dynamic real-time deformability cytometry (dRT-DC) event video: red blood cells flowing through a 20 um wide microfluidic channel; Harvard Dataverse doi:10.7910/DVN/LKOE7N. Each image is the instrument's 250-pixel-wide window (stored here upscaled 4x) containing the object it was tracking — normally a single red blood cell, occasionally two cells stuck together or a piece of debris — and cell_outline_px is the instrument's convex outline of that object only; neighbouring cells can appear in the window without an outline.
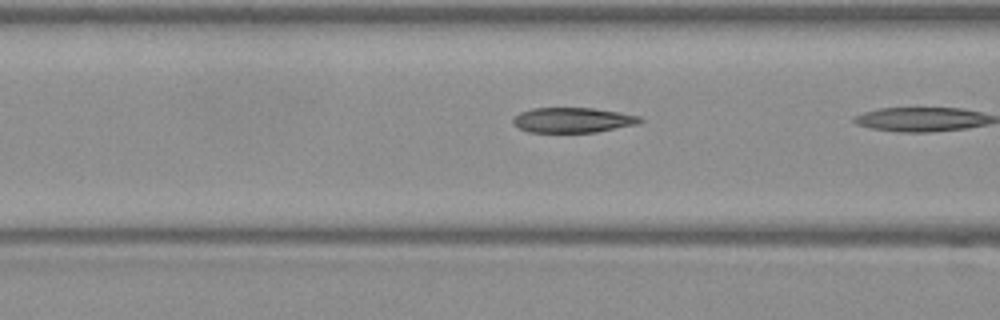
{"species": "Egyptian fruit bat (a non-hibernating species)", "species_latin": "Rousettus aegyptiacus", "temperature_condition": "warm", "stored_images_in_passage": 10, "camera_frame_rate_fps": 3000, "um_per_image_px": 0.085, "frame": {"image": 1, "passage_image": 9, "time_ms": 2.667, "image_size_px": [1000, 320], "cell_outline_px": [[644, 120], [636, 124], [596, 132], [528, 132], [520, 128], [512, 120], [520, 112], [532, 108], [592, 108], [620, 112], [640, 116]], "centroid_in_image_um": [48.71, 10.2], "position_along_channel_um": 117.9, "area_um2": 18.38}}